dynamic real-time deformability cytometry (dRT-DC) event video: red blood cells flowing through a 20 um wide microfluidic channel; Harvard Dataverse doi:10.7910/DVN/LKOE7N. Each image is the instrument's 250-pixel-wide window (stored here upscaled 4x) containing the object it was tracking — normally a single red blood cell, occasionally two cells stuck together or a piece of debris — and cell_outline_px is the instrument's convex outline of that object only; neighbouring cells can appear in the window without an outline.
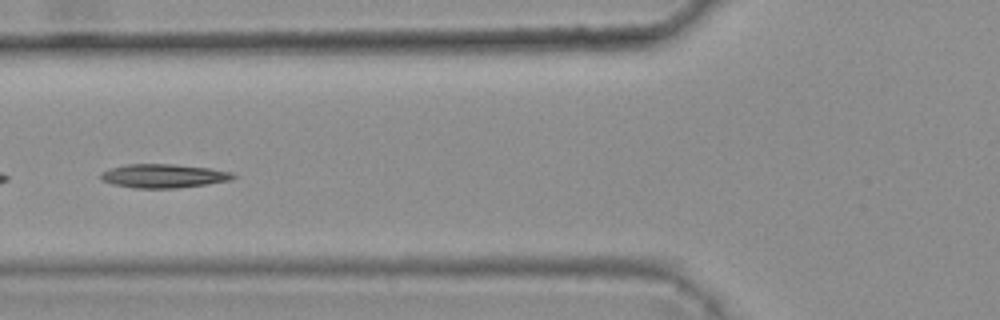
{"species": "common noctule bat (a hibernating species)", "species_latin": "Nyctalus noctula", "temperature_condition": "warm", "stored_images_in_passage": 8, "camera_frame_rate_fps": 3000, "um_per_image_px": 0.085, "animal": {"sex": "female", "body_mass_g": 25.1}, "frame": {"image": 1, "passage_image": 6, "time_ms": 1.667, "image_size_px": [1000, 320], "cell_outline_px": [[236, 176], [232, 180], [176, 188], [136, 188], [112, 184], [100, 180], [100, 172], [108, 168], [128, 164], [172, 164], [212, 168], [232, 172]], "centroid_in_image_um": [13.86, 14.94], "position_along_channel_um": 111.9, "area_um2": 18.44}}
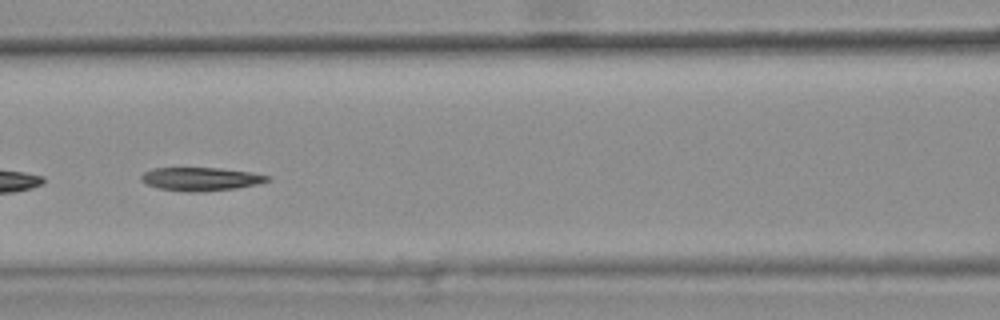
{"frame": {"image": 2, "passage_image": 7, "time_ms": 2.0, "image_size_px": [1000, 320], "cell_outline_px": [[272, 176], [268, 180], [256, 184], [236, 188], [200, 192], [184, 192], [156, 188], [140, 180], [140, 176], [144, 172], [152, 168], [220, 168], [248, 172]], "centroid_in_image_um": [17.01, 15.22], "position_along_channel_um": 149.6, "area_um2": 17.17}}